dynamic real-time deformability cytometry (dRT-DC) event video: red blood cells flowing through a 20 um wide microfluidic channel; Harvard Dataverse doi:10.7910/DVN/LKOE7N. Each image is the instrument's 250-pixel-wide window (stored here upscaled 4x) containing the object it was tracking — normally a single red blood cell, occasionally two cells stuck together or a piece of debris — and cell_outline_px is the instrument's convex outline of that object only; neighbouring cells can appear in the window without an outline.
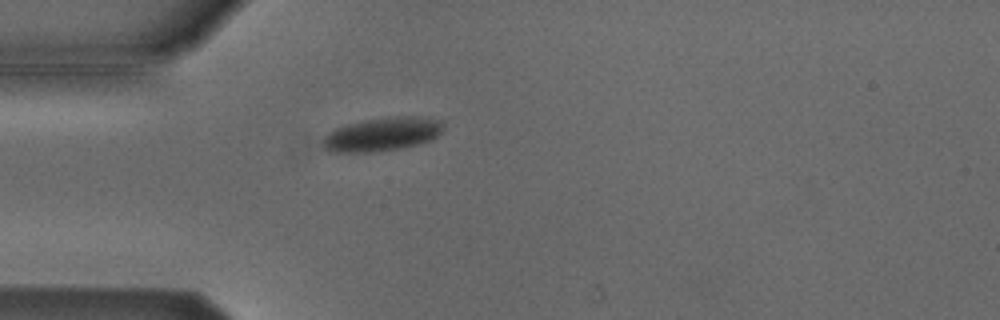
{"species": "Egyptian fruit bat (a non-hibernating species)", "species_latin": "Rousettus aegyptiacus", "temperature_condition": "cold", "stored_images_in_passage": 1, "camera_frame_rate_fps": 3000, "um_per_image_px": 0.085, "animal": {"sex": "male"}, "frame": {"image": 1, "passage_image": 1, "time_ms": 0.0, "image_size_px": [1000, 320], "cell_outline_px": [[444, 128], [432, 140], [420, 144], [404, 148], [376, 152], [328, 152], [320, 144], [324, 136], [328, 132], [336, 128], [348, 124], [364, 120], [388, 116], [432, 116], [440, 120], [444, 124]], "centroid_in_image_um": [32.51, 11.4], "position_along_channel_um": 52.5, "area_um2": 24.28}}